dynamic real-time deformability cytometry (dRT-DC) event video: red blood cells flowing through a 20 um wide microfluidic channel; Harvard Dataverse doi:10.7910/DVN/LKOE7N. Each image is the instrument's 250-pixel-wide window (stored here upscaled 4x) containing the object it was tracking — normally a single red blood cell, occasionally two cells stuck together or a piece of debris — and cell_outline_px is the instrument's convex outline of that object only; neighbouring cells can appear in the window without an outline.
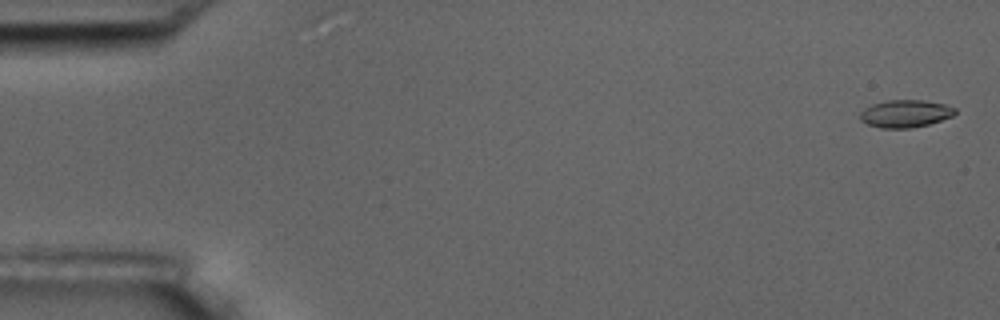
{"species": "common noctule bat (a hibernating species)", "species_latin": "Nyctalus noctula", "temperature_condition": "room temperature", "stored_images_in_passage": 58, "camera_frame_rate_fps": 3000, "um_per_image_px": 0.085, "animal": {"sex": "male", "body_mass_g": 17.5, "forearm_length_mm": 52.3}, "frame": {"image": 1, "passage_image": 2, "time_ms": 0.333, "image_size_px": [1000, 320], "cell_outline_px": [[956, 112], [952, 116], [928, 124], [912, 128], [880, 128], [868, 124], [860, 120], [860, 112], [864, 108], [872, 104], [888, 100], [924, 100], [944, 104], [956, 108]], "centroid_in_image_um": [76.94, 9.65], "position_along_channel_um": 8.1, "area_um2": 15.2}}
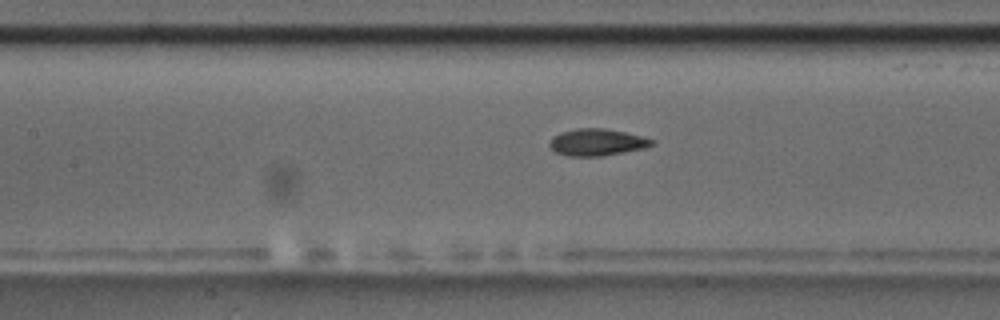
{"frame": {"image": 2, "passage_image": 26, "time_ms": 8.333, "image_size_px": [1000, 320], "cell_outline_px": [[656, 144], [644, 148], [600, 156], [568, 156], [556, 152], [548, 144], [552, 136], [560, 132], [576, 128], [604, 128], [624, 132], [656, 140]], "centroid_in_image_um": [50.73, 12.08], "position_along_channel_um": 156.7, "area_um2": 16.01}}
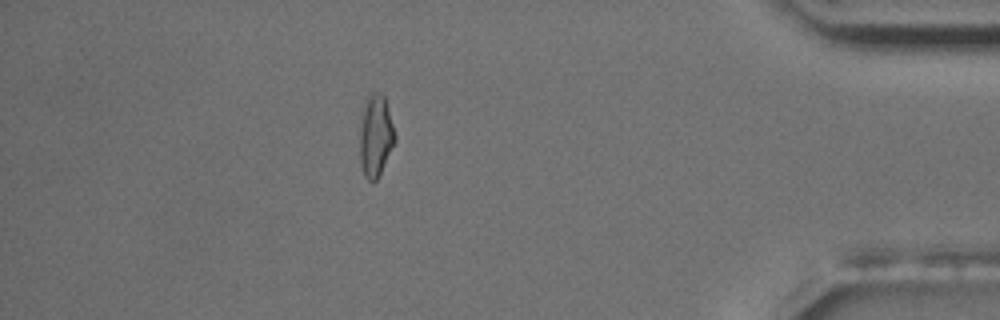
{"frame": {"image": 3, "passage_image": 50, "time_ms": 16.333, "image_size_px": [1000, 320], "cell_outline_px": [[396, 140], [376, 180], [372, 184], [364, 176], [360, 160], [360, 112], [364, 100], [368, 92], [380, 92], [384, 96], [388, 108], [396, 136]], "centroid_in_image_um": [31.9, 11.47], "position_along_channel_um": 403.3, "area_um2": 17.11}, "authors_computed_cell_mechanics": {"area_um2": 15.6638, "velocity_mm_per_s": 3.6238, "shape_relaxation_time_tau1_ms": 3.8483, "shape_relaxation_time_tau2_ms": 1.4854, "deformation_change_tau1": 0.136, "deformation_change_tau2": 0.0722}}